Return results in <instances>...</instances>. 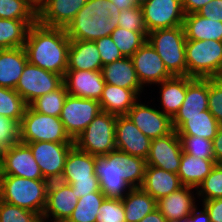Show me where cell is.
I'll list each match as a JSON object with an SVG mask.
<instances>
[{"mask_svg":"<svg viewBox=\"0 0 222 222\" xmlns=\"http://www.w3.org/2000/svg\"><path fill=\"white\" fill-rule=\"evenodd\" d=\"M194 222H203V221L200 218H198Z\"/></svg>","mask_w":222,"mask_h":222,"instance_id":"cell-60","label":"cell"},{"mask_svg":"<svg viewBox=\"0 0 222 222\" xmlns=\"http://www.w3.org/2000/svg\"><path fill=\"white\" fill-rule=\"evenodd\" d=\"M36 22L0 18V49L24 47L29 29Z\"/></svg>","mask_w":222,"mask_h":222,"instance_id":"cell-34","label":"cell"},{"mask_svg":"<svg viewBox=\"0 0 222 222\" xmlns=\"http://www.w3.org/2000/svg\"><path fill=\"white\" fill-rule=\"evenodd\" d=\"M136 5L142 6L144 3H146L148 0H133Z\"/></svg>","mask_w":222,"mask_h":222,"instance_id":"cell-58","label":"cell"},{"mask_svg":"<svg viewBox=\"0 0 222 222\" xmlns=\"http://www.w3.org/2000/svg\"><path fill=\"white\" fill-rule=\"evenodd\" d=\"M96 222H126L122 199L105 198L96 216Z\"/></svg>","mask_w":222,"mask_h":222,"instance_id":"cell-43","label":"cell"},{"mask_svg":"<svg viewBox=\"0 0 222 222\" xmlns=\"http://www.w3.org/2000/svg\"><path fill=\"white\" fill-rule=\"evenodd\" d=\"M36 222H42V216Z\"/></svg>","mask_w":222,"mask_h":222,"instance_id":"cell-61","label":"cell"},{"mask_svg":"<svg viewBox=\"0 0 222 222\" xmlns=\"http://www.w3.org/2000/svg\"><path fill=\"white\" fill-rule=\"evenodd\" d=\"M42 222H68L67 220H55V219H49L42 217Z\"/></svg>","mask_w":222,"mask_h":222,"instance_id":"cell-57","label":"cell"},{"mask_svg":"<svg viewBox=\"0 0 222 222\" xmlns=\"http://www.w3.org/2000/svg\"><path fill=\"white\" fill-rule=\"evenodd\" d=\"M74 143L59 117L34 111L29 105L20 123V142Z\"/></svg>","mask_w":222,"mask_h":222,"instance_id":"cell-7","label":"cell"},{"mask_svg":"<svg viewBox=\"0 0 222 222\" xmlns=\"http://www.w3.org/2000/svg\"><path fill=\"white\" fill-rule=\"evenodd\" d=\"M41 216L0 200V222H36Z\"/></svg>","mask_w":222,"mask_h":222,"instance_id":"cell-44","label":"cell"},{"mask_svg":"<svg viewBox=\"0 0 222 222\" xmlns=\"http://www.w3.org/2000/svg\"><path fill=\"white\" fill-rule=\"evenodd\" d=\"M186 40H216L222 42V22L204 18L197 13L184 16Z\"/></svg>","mask_w":222,"mask_h":222,"instance_id":"cell-30","label":"cell"},{"mask_svg":"<svg viewBox=\"0 0 222 222\" xmlns=\"http://www.w3.org/2000/svg\"><path fill=\"white\" fill-rule=\"evenodd\" d=\"M193 190V191H192ZM196 188L183 186L157 201V209L167 220L185 217H199L196 204Z\"/></svg>","mask_w":222,"mask_h":222,"instance_id":"cell-22","label":"cell"},{"mask_svg":"<svg viewBox=\"0 0 222 222\" xmlns=\"http://www.w3.org/2000/svg\"><path fill=\"white\" fill-rule=\"evenodd\" d=\"M146 166V159L115 149L95 156L94 173L106 198L122 199L132 188H141Z\"/></svg>","mask_w":222,"mask_h":222,"instance_id":"cell-1","label":"cell"},{"mask_svg":"<svg viewBox=\"0 0 222 222\" xmlns=\"http://www.w3.org/2000/svg\"><path fill=\"white\" fill-rule=\"evenodd\" d=\"M131 59L144 89L145 86L157 85L173 77L156 50L147 41L131 56Z\"/></svg>","mask_w":222,"mask_h":222,"instance_id":"cell-14","label":"cell"},{"mask_svg":"<svg viewBox=\"0 0 222 222\" xmlns=\"http://www.w3.org/2000/svg\"><path fill=\"white\" fill-rule=\"evenodd\" d=\"M115 6H117L121 11L124 9H131L136 7V3L133 0H111Z\"/></svg>","mask_w":222,"mask_h":222,"instance_id":"cell-55","label":"cell"},{"mask_svg":"<svg viewBox=\"0 0 222 222\" xmlns=\"http://www.w3.org/2000/svg\"><path fill=\"white\" fill-rule=\"evenodd\" d=\"M27 106L15 89L0 86V116L12 119L20 125Z\"/></svg>","mask_w":222,"mask_h":222,"instance_id":"cell-38","label":"cell"},{"mask_svg":"<svg viewBox=\"0 0 222 222\" xmlns=\"http://www.w3.org/2000/svg\"><path fill=\"white\" fill-rule=\"evenodd\" d=\"M182 144V151L194 157L215 160L213 142L210 139L196 136H179Z\"/></svg>","mask_w":222,"mask_h":222,"instance_id":"cell-41","label":"cell"},{"mask_svg":"<svg viewBox=\"0 0 222 222\" xmlns=\"http://www.w3.org/2000/svg\"><path fill=\"white\" fill-rule=\"evenodd\" d=\"M109 20L110 17L91 15L84 5L65 30L70 40L95 41L111 35L117 27Z\"/></svg>","mask_w":222,"mask_h":222,"instance_id":"cell-16","label":"cell"},{"mask_svg":"<svg viewBox=\"0 0 222 222\" xmlns=\"http://www.w3.org/2000/svg\"><path fill=\"white\" fill-rule=\"evenodd\" d=\"M141 8L148 33L183 25L182 0H148Z\"/></svg>","mask_w":222,"mask_h":222,"instance_id":"cell-11","label":"cell"},{"mask_svg":"<svg viewBox=\"0 0 222 222\" xmlns=\"http://www.w3.org/2000/svg\"><path fill=\"white\" fill-rule=\"evenodd\" d=\"M199 208V218L203 222H222V198L203 201Z\"/></svg>","mask_w":222,"mask_h":222,"instance_id":"cell-49","label":"cell"},{"mask_svg":"<svg viewBox=\"0 0 222 222\" xmlns=\"http://www.w3.org/2000/svg\"><path fill=\"white\" fill-rule=\"evenodd\" d=\"M85 11L91 15H99L110 17L109 23H113L118 27L120 9L114 5L111 0H87Z\"/></svg>","mask_w":222,"mask_h":222,"instance_id":"cell-47","label":"cell"},{"mask_svg":"<svg viewBox=\"0 0 222 222\" xmlns=\"http://www.w3.org/2000/svg\"><path fill=\"white\" fill-rule=\"evenodd\" d=\"M208 104V78L187 76L185 100L172 118L173 129L177 130L186 121V116L200 115L208 110Z\"/></svg>","mask_w":222,"mask_h":222,"instance_id":"cell-19","label":"cell"},{"mask_svg":"<svg viewBox=\"0 0 222 222\" xmlns=\"http://www.w3.org/2000/svg\"><path fill=\"white\" fill-rule=\"evenodd\" d=\"M156 109L142 103L140 99L127 113L128 118L148 138L156 139L170 134L174 129L172 119Z\"/></svg>","mask_w":222,"mask_h":222,"instance_id":"cell-13","label":"cell"},{"mask_svg":"<svg viewBox=\"0 0 222 222\" xmlns=\"http://www.w3.org/2000/svg\"><path fill=\"white\" fill-rule=\"evenodd\" d=\"M67 95L68 92L63 83L58 89L36 98L29 106L41 114L59 117Z\"/></svg>","mask_w":222,"mask_h":222,"instance_id":"cell-37","label":"cell"},{"mask_svg":"<svg viewBox=\"0 0 222 222\" xmlns=\"http://www.w3.org/2000/svg\"><path fill=\"white\" fill-rule=\"evenodd\" d=\"M110 36L124 57H131L147 41L141 32L119 26L112 31Z\"/></svg>","mask_w":222,"mask_h":222,"instance_id":"cell-39","label":"cell"},{"mask_svg":"<svg viewBox=\"0 0 222 222\" xmlns=\"http://www.w3.org/2000/svg\"><path fill=\"white\" fill-rule=\"evenodd\" d=\"M147 42L156 50L173 76H187L183 25L149 32Z\"/></svg>","mask_w":222,"mask_h":222,"instance_id":"cell-4","label":"cell"},{"mask_svg":"<svg viewBox=\"0 0 222 222\" xmlns=\"http://www.w3.org/2000/svg\"><path fill=\"white\" fill-rule=\"evenodd\" d=\"M38 6L35 0H0V18L37 21Z\"/></svg>","mask_w":222,"mask_h":222,"instance_id":"cell-35","label":"cell"},{"mask_svg":"<svg viewBox=\"0 0 222 222\" xmlns=\"http://www.w3.org/2000/svg\"><path fill=\"white\" fill-rule=\"evenodd\" d=\"M167 219L164 215L156 208L153 212L147 214L140 222H166Z\"/></svg>","mask_w":222,"mask_h":222,"instance_id":"cell-54","label":"cell"},{"mask_svg":"<svg viewBox=\"0 0 222 222\" xmlns=\"http://www.w3.org/2000/svg\"><path fill=\"white\" fill-rule=\"evenodd\" d=\"M105 195L101 191L89 193L78 199V203L74 208L68 222H96V216Z\"/></svg>","mask_w":222,"mask_h":222,"instance_id":"cell-36","label":"cell"},{"mask_svg":"<svg viewBox=\"0 0 222 222\" xmlns=\"http://www.w3.org/2000/svg\"><path fill=\"white\" fill-rule=\"evenodd\" d=\"M118 26L134 32H141L147 38L148 31L144 23L141 6L137 5L131 9L120 11Z\"/></svg>","mask_w":222,"mask_h":222,"instance_id":"cell-42","label":"cell"},{"mask_svg":"<svg viewBox=\"0 0 222 222\" xmlns=\"http://www.w3.org/2000/svg\"><path fill=\"white\" fill-rule=\"evenodd\" d=\"M139 99L140 97L132 89L106 83L99 104L101 111L123 116L127 115Z\"/></svg>","mask_w":222,"mask_h":222,"instance_id":"cell-28","label":"cell"},{"mask_svg":"<svg viewBox=\"0 0 222 222\" xmlns=\"http://www.w3.org/2000/svg\"><path fill=\"white\" fill-rule=\"evenodd\" d=\"M212 142L215 162L222 163V125H219L216 136Z\"/></svg>","mask_w":222,"mask_h":222,"instance_id":"cell-53","label":"cell"},{"mask_svg":"<svg viewBox=\"0 0 222 222\" xmlns=\"http://www.w3.org/2000/svg\"><path fill=\"white\" fill-rule=\"evenodd\" d=\"M26 144L30 147L43 178L49 182L59 181L62 177L66 158L69 151L74 147V143L40 141Z\"/></svg>","mask_w":222,"mask_h":222,"instance_id":"cell-10","label":"cell"},{"mask_svg":"<svg viewBox=\"0 0 222 222\" xmlns=\"http://www.w3.org/2000/svg\"><path fill=\"white\" fill-rule=\"evenodd\" d=\"M212 0H182V8L185 15L197 13L199 9L204 7Z\"/></svg>","mask_w":222,"mask_h":222,"instance_id":"cell-52","label":"cell"},{"mask_svg":"<svg viewBox=\"0 0 222 222\" xmlns=\"http://www.w3.org/2000/svg\"><path fill=\"white\" fill-rule=\"evenodd\" d=\"M48 180H33L14 175L0 178V200L42 216L47 203Z\"/></svg>","mask_w":222,"mask_h":222,"instance_id":"cell-3","label":"cell"},{"mask_svg":"<svg viewBox=\"0 0 222 222\" xmlns=\"http://www.w3.org/2000/svg\"><path fill=\"white\" fill-rule=\"evenodd\" d=\"M122 202L126 222H140L157 208V201L142 188H132Z\"/></svg>","mask_w":222,"mask_h":222,"instance_id":"cell-32","label":"cell"},{"mask_svg":"<svg viewBox=\"0 0 222 222\" xmlns=\"http://www.w3.org/2000/svg\"><path fill=\"white\" fill-rule=\"evenodd\" d=\"M27 62L24 47L0 49V86L15 89Z\"/></svg>","mask_w":222,"mask_h":222,"instance_id":"cell-27","label":"cell"},{"mask_svg":"<svg viewBox=\"0 0 222 222\" xmlns=\"http://www.w3.org/2000/svg\"><path fill=\"white\" fill-rule=\"evenodd\" d=\"M100 112L99 101L68 94L59 118L74 141Z\"/></svg>","mask_w":222,"mask_h":222,"instance_id":"cell-8","label":"cell"},{"mask_svg":"<svg viewBox=\"0 0 222 222\" xmlns=\"http://www.w3.org/2000/svg\"><path fill=\"white\" fill-rule=\"evenodd\" d=\"M78 197L73 194L70 184L62 181H51L47 190V203L42 217L55 220H68L72 215Z\"/></svg>","mask_w":222,"mask_h":222,"instance_id":"cell-21","label":"cell"},{"mask_svg":"<svg viewBox=\"0 0 222 222\" xmlns=\"http://www.w3.org/2000/svg\"><path fill=\"white\" fill-rule=\"evenodd\" d=\"M198 15L222 22V0H212L198 10Z\"/></svg>","mask_w":222,"mask_h":222,"instance_id":"cell-50","label":"cell"},{"mask_svg":"<svg viewBox=\"0 0 222 222\" xmlns=\"http://www.w3.org/2000/svg\"><path fill=\"white\" fill-rule=\"evenodd\" d=\"M187 76L192 78L222 77V42L186 40Z\"/></svg>","mask_w":222,"mask_h":222,"instance_id":"cell-5","label":"cell"},{"mask_svg":"<svg viewBox=\"0 0 222 222\" xmlns=\"http://www.w3.org/2000/svg\"><path fill=\"white\" fill-rule=\"evenodd\" d=\"M63 83L70 95L99 101L106 82L101 70H66Z\"/></svg>","mask_w":222,"mask_h":222,"instance_id":"cell-20","label":"cell"},{"mask_svg":"<svg viewBox=\"0 0 222 222\" xmlns=\"http://www.w3.org/2000/svg\"><path fill=\"white\" fill-rule=\"evenodd\" d=\"M95 156L77 149L69 151L60 181H99L94 173Z\"/></svg>","mask_w":222,"mask_h":222,"instance_id":"cell-24","label":"cell"},{"mask_svg":"<svg viewBox=\"0 0 222 222\" xmlns=\"http://www.w3.org/2000/svg\"><path fill=\"white\" fill-rule=\"evenodd\" d=\"M183 185L176 173L146 166L144 182L141 188L156 201L182 188Z\"/></svg>","mask_w":222,"mask_h":222,"instance_id":"cell-26","label":"cell"},{"mask_svg":"<svg viewBox=\"0 0 222 222\" xmlns=\"http://www.w3.org/2000/svg\"><path fill=\"white\" fill-rule=\"evenodd\" d=\"M73 188V194L81 198L89 193L101 191L99 181L64 182Z\"/></svg>","mask_w":222,"mask_h":222,"instance_id":"cell-51","label":"cell"},{"mask_svg":"<svg viewBox=\"0 0 222 222\" xmlns=\"http://www.w3.org/2000/svg\"><path fill=\"white\" fill-rule=\"evenodd\" d=\"M116 149L146 159L151 139L144 135L127 115L117 116L115 129Z\"/></svg>","mask_w":222,"mask_h":222,"instance_id":"cell-18","label":"cell"},{"mask_svg":"<svg viewBox=\"0 0 222 222\" xmlns=\"http://www.w3.org/2000/svg\"><path fill=\"white\" fill-rule=\"evenodd\" d=\"M86 2L87 0H42L37 9V21L45 26L66 29Z\"/></svg>","mask_w":222,"mask_h":222,"instance_id":"cell-17","label":"cell"},{"mask_svg":"<svg viewBox=\"0 0 222 222\" xmlns=\"http://www.w3.org/2000/svg\"><path fill=\"white\" fill-rule=\"evenodd\" d=\"M182 153L180 137L176 130H173L166 136L151 140L146 162L148 166H154L177 174Z\"/></svg>","mask_w":222,"mask_h":222,"instance_id":"cell-15","label":"cell"},{"mask_svg":"<svg viewBox=\"0 0 222 222\" xmlns=\"http://www.w3.org/2000/svg\"><path fill=\"white\" fill-rule=\"evenodd\" d=\"M38 4L42 1V0H35Z\"/></svg>","mask_w":222,"mask_h":222,"instance_id":"cell-62","label":"cell"},{"mask_svg":"<svg viewBox=\"0 0 222 222\" xmlns=\"http://www.w3.org/2000/svg\"><path fill=\"white\" fill-rule=\"evenodd\" d=\"M208 110L222 125V77L208 78Z\"/></svg>","mask_w":222,"mask_h":222,"instance_id":"cell-45","label":"cell"},{"mask_svg":"<svg viewBox=\"0 0 222 222\" xmlns=\"http://www.w3.org/2000/svg\"><path fill=\"white\" fill-rule=\"evenodd\" d=\"M2 175H14L17 177L46 180L43 178L38 163L33 158L30 147L23 142H17L9 148H5L1 155Z\"/></svg>","mask_w":222,"mask_h":222,"instance_id":"cell-12","label":"cell"},{"mask_svg":"<svg viewBox=\"0 0 222 222\" xmlns=\"http://www.w3.org/2000/svg\"><path fill=\"white\" fill-rule=\"evenodd\" d=\"M219 124L209 110L200 115L186 116V121L176 130L178 136H196L213 140Z\"/></svg>","mask_w":222,"mask_h":222,"instance_id":"cell-33","label":"cell"},{"mask_svg":"<svg viewBox=\"0 0 222 222\" xmlns=\"http://www.w3.org/2000/svg\"><path fill=\"white\" fill-rule=\"evenodd\" d=\"M158 87L162 106L160 111L172 119L185 100L187 76H173L159 83Z\"/></svg>","mask_w":222,"mask_h":222,"instance_id":"cell-29","label":"cell"},{"mask_svg":"<svg viewBox=\"0 0 222 222\" xmlns=\"http://www.w3.org/2000/svg\"><path fill=\"white\" fill-rule=\"evenodd\" d=\"M95 44L100 53L102 66L124 57L110 35L95 40Z\"/></svg>","mask_w":222,"mask_h":222,"instance_id":"cell-48","label":"cell"},{"mask_svg":"<svg viewBox=\"0 0 222 222\" xmlns=\"http://www.w3.org/2000/svg\"><path fill=\"white\" fill-rule=\"evenodd\" d=\"M2 176V164H1V155H0V178Z\"/></svg>","mask_w":222,"mask_h":222,"instance_id":"cell-59","label":"cell"},{"mask_svg":"<svg viewBox=\"0 0 222 222\" xmlns=\"http://www.w3.org/2000/svg\"><path fill=\"white\" fill-rule=\"evenodd\" d=\"M69 45L64 28L45 26L37 21L29 29L24 49L29 63L64 77Z\"/></svg>","mask_w":222,"mask_h":222,"instance_id":"cell-2","label":"cell"},{"mask_svg":"<svg viewBox=\"0 0 222 222\" xmlns=\"http://www.w3.org/2000/svg\"><path fill=\"white\" fill-rule=\"evenodd\" d=\"M215 165V160L202 159L183 152L177 175L183 186L197 189Z\"/></svg>","mask_w":222,"mask_h":222,"instance_id":"cell-31","label":"cell"},{"mask_svg":"<svg viewBox=\"0 0 222 222\" xmlns=\"http://www.w3.org/2000/svg\"><path fill=\"white\" fill-rule=\"evenodd\" d=\"M62 84V75L46 71L27 62L15 90L29 105L36 98L58 89Z\"/></svg>","mask_w":222,"mask_h":222,"instance_id":"cell-9","label":"cell"},{"mask_svg":"<svg viewBox=\"0 0 222 222\" xmlns=\"http://www.w3.org/2000/svg\"><path fill=\"white\" fill-rule=\"evenodd\" d=\"M196 190L197 198L202 202L222 198V163H216Z\"/></svg>","mask_w":222,"mask_h":222,"instance_id":"cell-40","label":"cell"},{"mask_svg":"<svg viewBox=\"0 0 222 222\" xmlns=\"http://www.w3.org/2000/svg\"><path fill=\"white\" fill-rule=\"evenodd\" d=\"M102 67L95 41L70 40L67 70L98 71Z\"/></svg>","mask_w":222,"mask_h":222,"instance_id":"cell-25","label":"cell"},{"mask_svg":"<svg viewBox=\"0 0 222 222\" xmlns=\"http://www.w3.org/2000/svg\"><path fill=\"white\" fill-rule=\"evenodd\" d=\"M117 116L101 111L73 141L74 146L94 156H103L116 149Z\"/></svg>","mask_w":222,"mask_h":222,"instance_id":"cell-6","label":"cell"},{"mask_svg":"<svg viewBox=\"0 0 222 222\" xmlns=\"http://www.w3.org/2000/svg\"><path fill=\"white\" fill-rule=\"evenodd\" d=\"M198 218L199 217H185L181 219H170V220H167L166 222H194Z\"/></svg>","mask_w":222,"mask_h":222,"instance_id":"cell-56","label":"cell"},{"mask_svg":"<svg viewBox=\"0 0 222 222\" xmlns=\"http://www.w3.org/2000/svg\"><path fill=\"white\" fill-rule=\"evenodd\" d=\"M20 141V125L7 117L0 116V155L5 148H9Z\"/></svg>","mask_w":222,"mask_h":222,"instance_id":"cell-46","label":"cell"},{"mask_svg":"<svg viewBox=\"0 0 222 222\" xmlns=\"http://www.w3.org/2000/svg\"><path fill=\"white\" fill-rule=\"evenodd\" d=\"M101 72L104 81L108 84L132 89L139 97L144 91L138 80L131 57H123L106 64L102 67Z\"/></svg>","mask_w":222,"mask_h":222,"instance_id":"cell-23","label":"cell"}]
</instances>
